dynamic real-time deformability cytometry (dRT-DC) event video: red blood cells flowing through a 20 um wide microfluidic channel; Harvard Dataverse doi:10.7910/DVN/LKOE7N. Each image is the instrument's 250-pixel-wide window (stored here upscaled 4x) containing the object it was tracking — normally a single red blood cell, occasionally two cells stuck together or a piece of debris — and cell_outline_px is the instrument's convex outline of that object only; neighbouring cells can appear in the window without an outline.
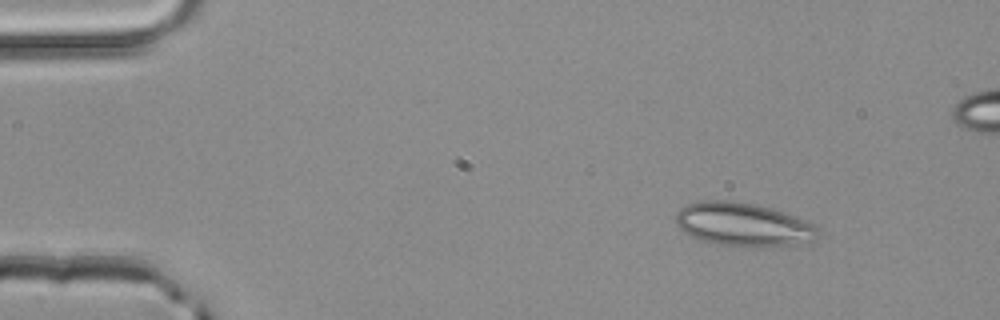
{"species": "common noctule bat (a hibernating species)", "species_latin": "Nyctalus noctula", "temperature_condition": "room temperature", "stored_images_in_passage": 3, "camera_frame_rate_fps": 3000, "um_per_image_px": 0.085, "animal": {"sex": "male", "body_mass_g": 20.4}, "frame": {"image": 1, "passage_image": 1, "time_ms": 0.0, "image_size_px": [1000, 320], "cell_outline_px": [[820, 236], [816, 240], [788, 244], [756, 248], [720, 244], [704, 240], [692, 236], [684, 232], [676, 224], [676, 212], [680, 208], [688, 204], [704, 200], [728, 200], [756, 204], [772, 208], [784, 212], [804, 220], [820, 228]], "centroid_in_image_um": [63.19, 19.07], "position_along_channel_um": 21.8, "area_um2": 36.01}}